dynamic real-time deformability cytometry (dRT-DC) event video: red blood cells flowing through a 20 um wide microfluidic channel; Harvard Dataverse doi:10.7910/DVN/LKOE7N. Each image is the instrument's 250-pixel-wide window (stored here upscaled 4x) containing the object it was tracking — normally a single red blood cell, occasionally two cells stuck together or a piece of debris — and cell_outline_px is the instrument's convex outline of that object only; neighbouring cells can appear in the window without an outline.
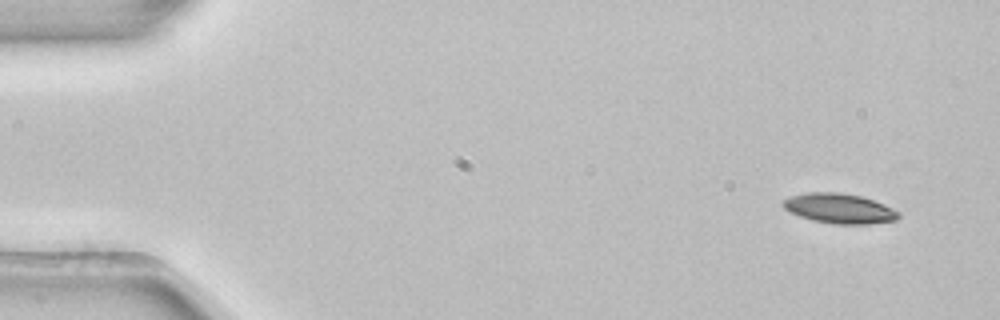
{"species": "common noctule bat (a hibernating species)", "species_latin": "Nyctalus noctula", "temperature_condition": "room temperature", "stored_images_in_passage": 2, "camera_frame_rate_fps": 3000, "um_per_image_px": 0.085, "animal": {"sex": "female", "body_mass_g": 22.7, "forearm_length_mm": 54.2}, "frame": {"image": 1, "passage_image": 1, "time_ms": 0.0, "image_size_px": [1000, 320], "cell_outline_px": [[900, 216], [896, 220], [868, 224], [832, 224], [812, 220], [800, 216], [784, 208], [780, 204], [784, 200], [792, 196], [808, 192], [840, 192], [860, 196], [884, 204], [900, 212]], "centroid_in_image_um": [71.36, 17.72], "position_along_channel_um": 13.6, "area_um2": 20.06}}